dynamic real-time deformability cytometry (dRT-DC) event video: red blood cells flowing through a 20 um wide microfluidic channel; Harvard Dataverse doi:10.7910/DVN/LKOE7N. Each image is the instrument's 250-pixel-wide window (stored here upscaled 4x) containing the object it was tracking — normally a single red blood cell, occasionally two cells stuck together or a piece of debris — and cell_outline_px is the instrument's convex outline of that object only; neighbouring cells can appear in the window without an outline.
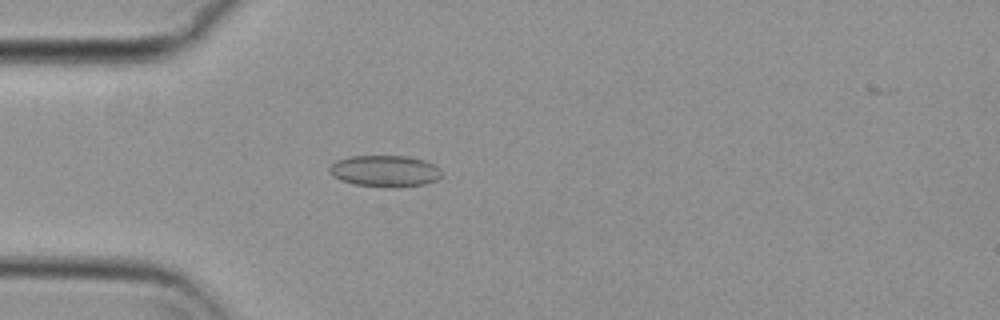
{"species": "common noctule bat (a hibernating species)", "species_latin": "Nyctalus noctula", "temperature_condition": "cold", "stored_images_in_passage": 55, "camera_frame_rate_fps": 3000, "um_per_image_px": 0.085, "animal": {"sex": "female", "body_mass_g": 29.2, "forearm_length_mm": 56.3}, "frame": {"image": 1, "passage_image": 15, "time_ms": 4.667, "image_size_px": [1000, 320], "cell_outline_px": [[440, 176], [436, 180], [424, 184], [356, 184], [340, 180], [332, 176], [328, 172], [328, 168], [336, 160], [352, 156], [408, 156], [424, 160], [440, 168]], "centroid_in_image_um": [32.66, 14.48], "position_along_channel_um": 52.3, "area_um2": 19.59}}
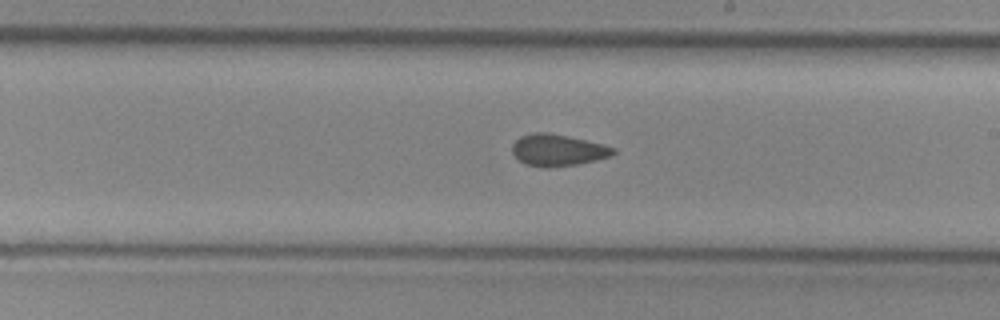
{"frame": {"image": 2, "passage_image": 31, "time_ms": 10.0, "image_size_px": [1000, 320], "cell_outline_px": [[616, 152], [612, 156], [580, 164], [548, 168], [544, 168], [524, 164], [512, 152], [512, 144], [520, 136], [532, 132], [548, 132], [604, 144], [616, 148]], "centroid_in_image_um": [47.42, 12.77], "position_along_channel_um": 241.6, "area_um2": 18.9}}
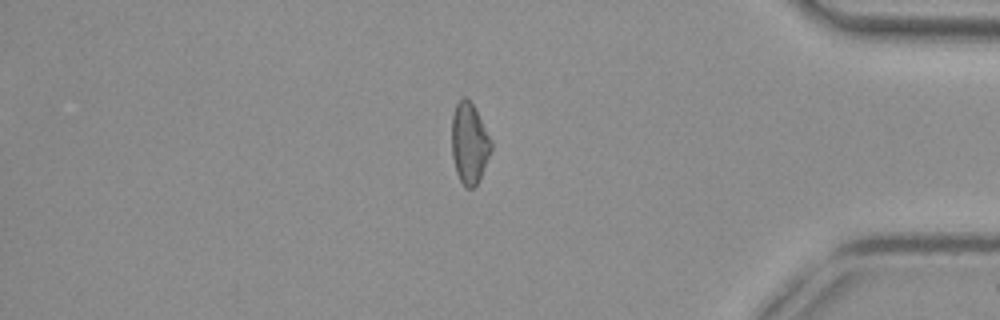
{"frame": {"image": 3, "passage_image": 46, "time_ms": 15.0, "image_size_px": [1000, 320], "cell_outline_px": [[492, 148], [480, 180], [472, 188], [464, 188], [456, 172], [452, 156], [452, 116], [456, 104], [464, 96], [472, 104], [492, 140]], "centroid_in_image_um": [39.89, 12.22], "position_along_channel_um": 395.3, "area_um2": 18.5}, "authors_computed_cell_mechanics": {"area_um2": 19.2474, "velocity_mm_per_s": 3.7189, "shape_relaxation_time_tau1_ms": null, "shape_relaxation_time_tau2_ms": 2.4817, "deformation_change_tau1": null, "deformation_change_tau2": 0.0829}}